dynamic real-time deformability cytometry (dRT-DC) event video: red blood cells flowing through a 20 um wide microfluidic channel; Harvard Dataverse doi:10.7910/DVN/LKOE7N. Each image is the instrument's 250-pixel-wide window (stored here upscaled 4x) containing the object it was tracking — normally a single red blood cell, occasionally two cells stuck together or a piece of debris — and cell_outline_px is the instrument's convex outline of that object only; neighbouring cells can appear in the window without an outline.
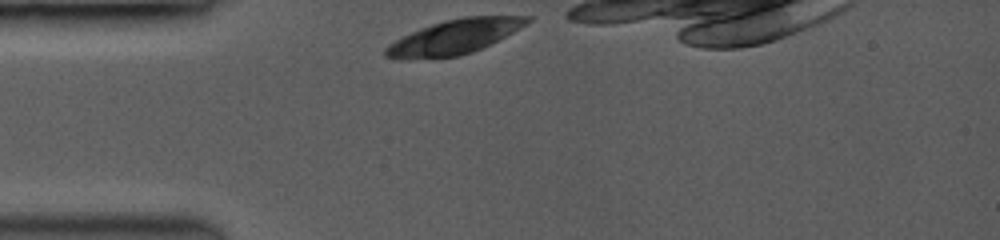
{"species": "common noctule bat (a hibernating species)", "species_latin": "Nyctalus noctula", "temperature_condition": "room temperature", "stored_images_in_passage": 26, "camera_frame_rate_fps": 3500, "um_per_image_px": 0.085, "animal": {"sex": "female", "body_mass_g": 19.0, "forearm_length_mm": 53.3}, "frame": {"image": 1, "passage_image": 1, "time_ms": 0.0, "image_size_px": [1000, 240], "cell_outline_px": [[536, 16], [528, 24], [472, 52], [456, 56], [384, 56], [384, 48], [388, 44], [420, 28], [444, 20], [464, 16]], "centroid_in_image_um": [38.73, 3.06], "position_along_channel_um": 46.3, "area_um2": 27.17}}
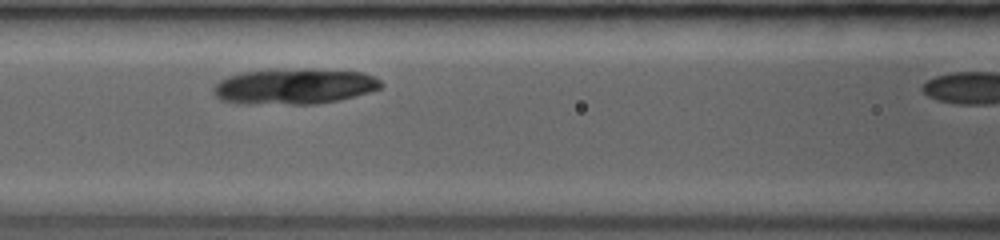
{"frame": {"image": 2, "passage_image": 11, "time_ms": 2.857, "image_size_px": [1000, 240], "cell_outline_px": [[384, 84], [380, 88], [368, 92], [336, 100], [316, 104], [292, 104], [224, 100], [216, 96], [212, 88], [220, 80], [228, 76], [240, 72], [268, 68], [304, 68], [364, 72], [380, 80]], "centroid_in_image_um": [25.05, 7.28], "position_along_channel_um": 141.6, "area_um2": 34.56}}
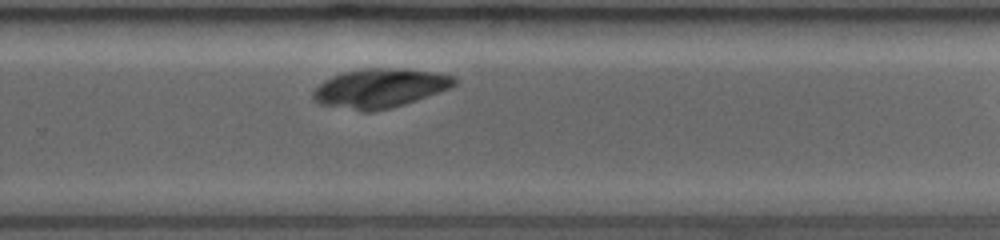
{"frame": {"image": 3, "passage_image": 25, "time_ms": 6.857, "image_size_px": [1000, 240], "cell_outline_px": [[456, 84], [448, 88], [416, 100], [392, 108], [372, 112], [364, 112], [320, 104], [312, 96], [312, 92], [320, 84], [332, 76], [344, 72], [376, 68], [428, 72], [456, 76]], "centroid_in_image_um": [32.25, 7.53], "position_along_channel_um": 297.6, "area_um2": 31.33}}